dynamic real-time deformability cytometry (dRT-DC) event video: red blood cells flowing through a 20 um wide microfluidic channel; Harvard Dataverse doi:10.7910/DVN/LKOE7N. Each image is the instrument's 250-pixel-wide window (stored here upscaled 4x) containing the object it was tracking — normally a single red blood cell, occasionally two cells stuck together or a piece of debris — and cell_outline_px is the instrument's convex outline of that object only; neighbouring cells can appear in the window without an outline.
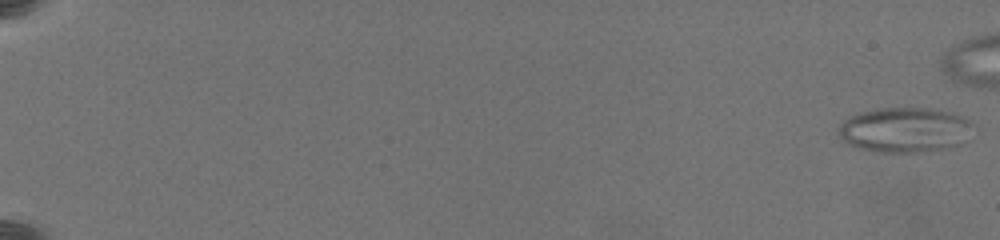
{"species": "common noctule bat (a hibernating species)", "species_latin": "Nyctalus noctula", "temperature_condition": "warm", "stored_images_in_passage": 21, "segment_of_instrument_passage": [1, 2], "camera_frame_rate_fps": 3000, "um_per_image_px": 0.085, "animal": {"sex": "female", "body_mass_g": 19.5, "forearm_length_mm": 54.1}, "frame": {"image": 1, "passage_image": 1, "time_ms": 0.0, "image_size_px": [1000, 240], "cell_outline_px": [[976, 128], [960, 144], [944, 148], [916, 152], [880, 152], [860, 148], [848, 144], [836, 132], [840, 124], [844, 120], [860, 112], [884, 108], [916, 108], [948, 112], [964, 116], [972, 120], [976, 124]], "centroid_in_image_um": [76.94, 11.04], "position_along_channel_um": 8.1, "area_um2": 35.14}}